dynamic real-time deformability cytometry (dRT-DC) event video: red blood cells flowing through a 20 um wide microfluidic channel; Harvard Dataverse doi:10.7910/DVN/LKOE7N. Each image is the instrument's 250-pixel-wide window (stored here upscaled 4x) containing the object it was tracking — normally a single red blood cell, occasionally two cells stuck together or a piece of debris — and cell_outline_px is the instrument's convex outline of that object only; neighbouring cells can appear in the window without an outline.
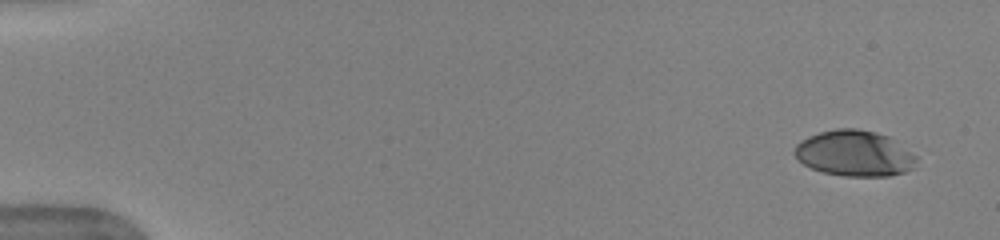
{"species": "human", "species_latin": "Homo sapiens", "temperature_condition": "warm", "stored_images_in_passage": 19, "camera_frame_rate_fps": 3000, "um_per_image_px": 0.085, "donor": {"sex": "female"}, "frame": {"image": 1, "passage_image": 1, "time_ms": 0.0, "image_size_px": [1000, 240], "cell_outline_px": [[920, 160], [912, 168], [904, 172], [888, 176], [844, 176], [824, 172], [812, 168], [804, 164], [792, 152], [796, 144], [800, 140], [808, 136], [820, 132], [836, 128], [856, 128], [876, 132], [888, 136], [916, 156]], "centroid_in_image_um": [72.62, 13.03], "position_along_channel_um": 12.4, "area_um2": 32.54}}
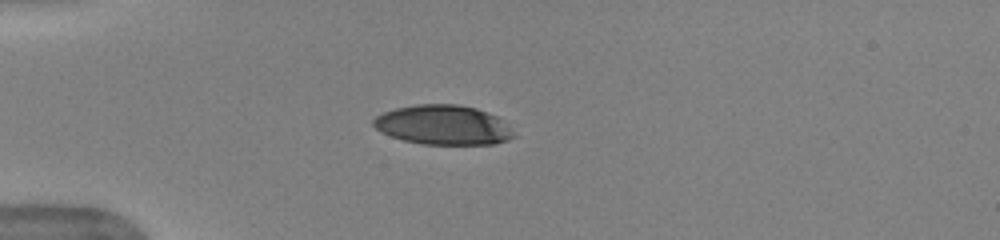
{"frame": {"image": 2, "passage_image": 7, "time_ms": 2.0, "image_size_px": [1000, 240], "cell_outline_px": [[516, 136], [508, 140], [496, 144], [424, 144], [404, 140], [380, 132], [372, 124], [372, 120], [376, 116], [384, 112], [396, 108], [416, 104], [456, 104], [476, 108], [488, 112], [496, 116]], "centroid_in_image_um": [37.64, 10.62], "position_along_channel_um": 47.4, "area_um2": 32.14}}
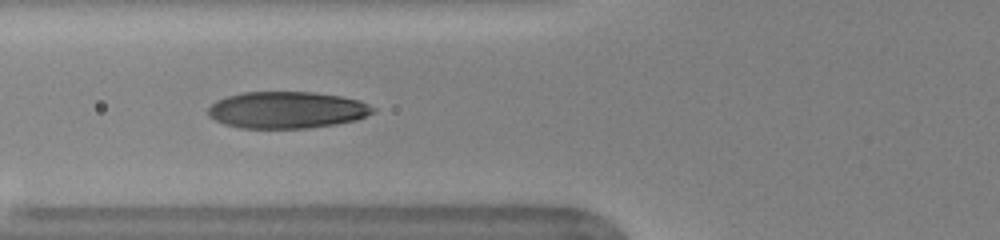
{"frame": {"image": 3, "passage_image": 10, "time_ms": 3.0, "image_size_px": [1000, 240], "cell_outline_px": [[376, 112], [356, 120], [336, 124], [308, 128], [240, 128], [224, 124], [208, 116], [208, 108], [216, 100], [228, 96], [244, 92], [312, 92], [340, 96], [360, 100], [376, 108]], "centroid_in_image_um": [24.4, 9.35], "position_along_channel_um": 101.4, "area_um2": 35.43}}